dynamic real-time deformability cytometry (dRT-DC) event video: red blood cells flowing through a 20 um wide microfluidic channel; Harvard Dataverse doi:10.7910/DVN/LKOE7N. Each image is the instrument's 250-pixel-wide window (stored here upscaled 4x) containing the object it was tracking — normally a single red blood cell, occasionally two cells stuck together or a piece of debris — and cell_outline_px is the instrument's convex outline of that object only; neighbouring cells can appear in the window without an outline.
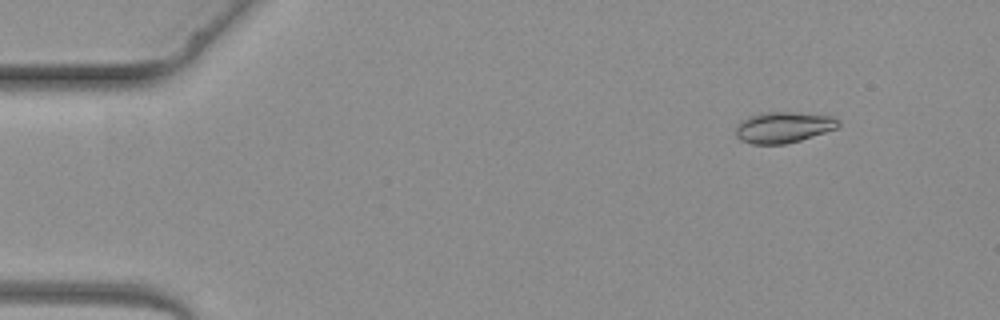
{"species": "common noctule bat (a hibernating species)", "species_latin": "Nyctalus noctula", "temperature_condition": "warm", "stored_images_in_passage": 5, "camera_frame_rate_fps": 3000, "um_per_image_px": 0.085, "animal": {"sex": "female", "body_mass_g": 19.3, "forearm_length_mm": 54.1}, "frame": {"image": 1, "passage_image": 2, "time_ms": 1.333, "image_size_px": [1000, 320], "cell_outline_px": [[840, 124], [836, 128], [800, 140], [784, 144], [752, 144], [740, 140], [736, 136], [736, 128], [740, 120], [748, 116], [760, 112], [792, 112], [832, 116], [840, 120]], "centroid_in_image_um": [66.55, 10.81], "position_along_channel_um": 18.5, "area_um2": 18.55}}
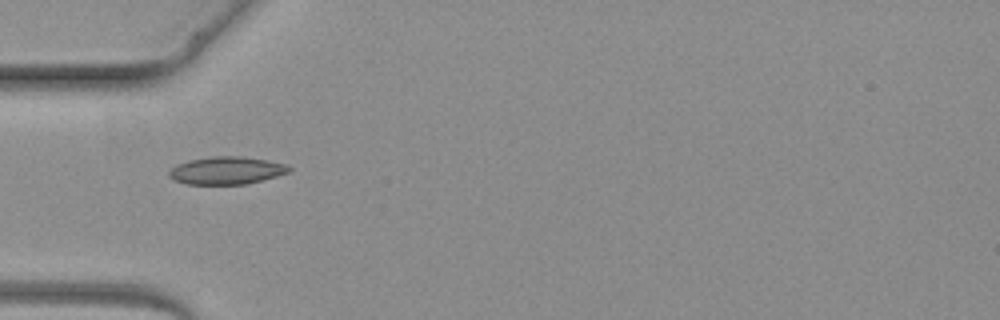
{"frame": {"image": 2, "passage_image": 4, "time_ms": 4.333, "image_size_px": [1000, 320], "cell_outline_px": [[292, 172], [244, 184], [188, 184], [172, 180], [168, 176], [168, 172], [176, 164], [188, 160], [212, 156], [240, 156], [268, 160], [288, 164], [292, 168]], "centroid_in_image_um": [19.26, 14.48], "position_along_channel_um": 65.7, "area_um2": 19.48}}
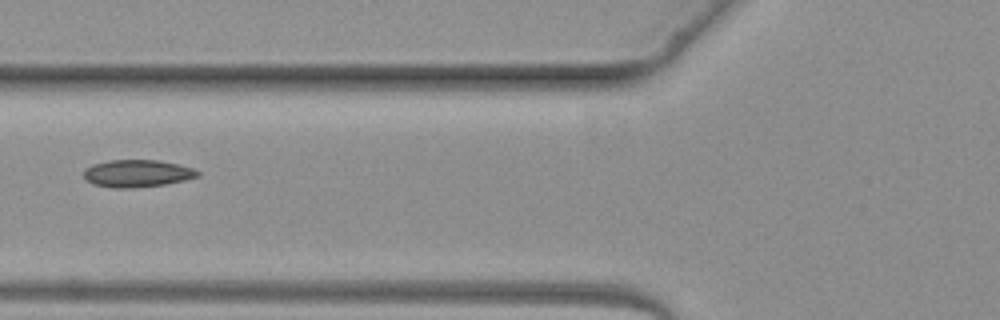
{"frame": {"image": 3, "passage_image": 5, "time_ms": 5.333, "image_size_px": [1000, 320], "cell_outline_px": [[200, 176], [184, 180], [164, 184], [136, 188], [112, 188], [92, 184], [84, 176], [84, 168], [92, 164], [108, 160], [160, 160], [180, 164], [192, 168], [200, 172]], "centroid_in_image_um": [11.66, 14.74], "position_along_channel_um": 114.1, "area_um2": 18.32}}